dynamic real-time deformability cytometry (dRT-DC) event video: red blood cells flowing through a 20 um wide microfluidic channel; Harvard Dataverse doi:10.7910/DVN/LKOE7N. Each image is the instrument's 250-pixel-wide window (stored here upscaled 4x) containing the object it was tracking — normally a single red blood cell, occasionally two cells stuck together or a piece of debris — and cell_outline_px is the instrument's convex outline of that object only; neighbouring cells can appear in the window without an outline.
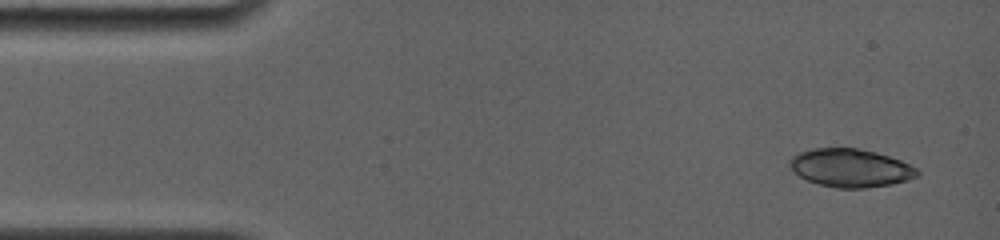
{"species": "common noctule bat (a hibernating species)", "species_latin": "Nyctalus noctula", "temperature_condition": "room temperature", "stored_images_in_passage": 4, "camera_frame_rate_fps": 4000, "um_per_image_px": 0.085, "animal": {"sex": "female", "body_mass_g": 19.0, "forearm_length_mm": 56.7}, "frame": {"image": 1, "passage_image": 1, "time_ms": 0.0, "image_size_px": [1000, 240], "cell_outline_px": [[920, 172], [916, 176], [908, 180], [892, 184], [864, 188], [836, 188], [820, 184], [808, 180], [792, 172], [788, 164], [788, 160], [792, 156], [800, 152], [812, 148], [856, 148], [876, 152], [900, 160], [916, 168]], "centroid_in_image_um": [72.26, 14.27], "position_along_channel_um": 12.7, "area_um2": 28.38}}